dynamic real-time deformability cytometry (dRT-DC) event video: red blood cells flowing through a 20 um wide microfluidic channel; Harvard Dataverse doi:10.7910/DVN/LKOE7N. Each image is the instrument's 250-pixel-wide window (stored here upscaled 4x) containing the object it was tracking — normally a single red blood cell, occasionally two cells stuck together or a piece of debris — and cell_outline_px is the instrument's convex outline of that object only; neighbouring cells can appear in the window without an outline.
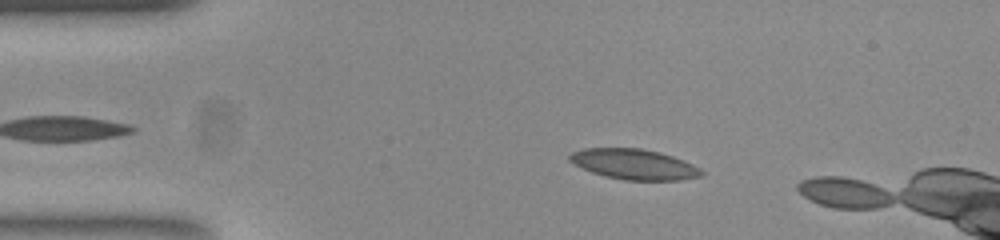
{"species": "common noctule bat (a hibernating species)", "species_latin": "Nyctalus noctula", "temperature_condition": "room temperature", "stored_images_in_passage": 14, "camera_frame_rate_fps": 3000, "um_per_image_px": 0.085, "animal": {"sex": "female", "body_mass_g": 23.0, "forearm_length_mm": 53.4}, "frame": {"image": 1, "passage_image": 10, "time_ms": 3.0, "image_size_px": [1000, 240], "cell_outline_px": [[704, 172], [700, 176], [680, 180], [624, 180], [604, 176], [592, 172], [568, 160], [568, 156], [572, 152], [584, 148], [640, 148], [660, 152], [684, 160], [700, 168]], "centroid_in_image_um": [53.9, 13.96], "position_along_channel_um": 31.1, "area_um2": 23.24}}